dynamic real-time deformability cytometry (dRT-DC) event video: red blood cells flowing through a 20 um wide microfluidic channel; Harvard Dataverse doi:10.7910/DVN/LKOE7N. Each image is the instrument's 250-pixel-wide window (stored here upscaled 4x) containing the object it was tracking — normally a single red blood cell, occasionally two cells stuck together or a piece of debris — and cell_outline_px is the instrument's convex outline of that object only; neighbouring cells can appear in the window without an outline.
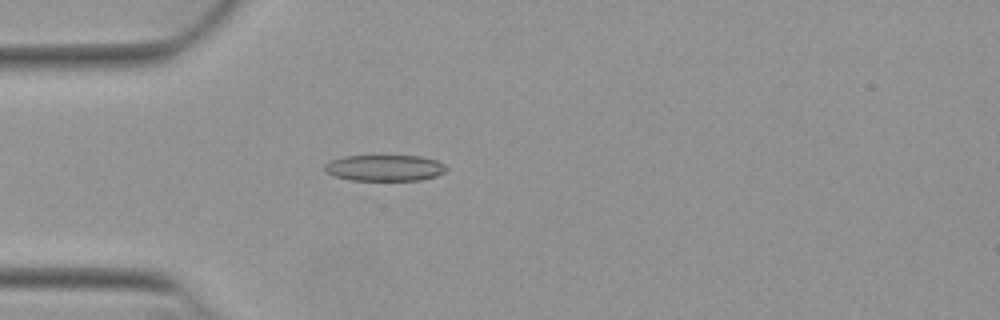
{"species": "Egyptian fruit bat (a non-hibernating species)", "species_latin": "Rousettus aegyptiacus", "temperature_condition": "warm", "stored_images_in_passage": 26, "camera_frame_rate_fps": 3000, "um_per_image_px": 0.085, "animal": {"sex": "female"}, "frame": {"image": 1, "passage_image": 7, "time_ms": 2.0, "image_size_px": [1000, 320], "cell_outline_px": [[448, 168], [444, 172], [436, 176], [420, 180], [352, 180], [332, 176], [324, 168], [324, 164], [332, 160], [344, 156], [420, 156], [436, 160], [444, 164]], "centroid_in_image_um": [32.7, 14.27], "position_along_channel_um": 52.3, "area_um2": 18.5}}
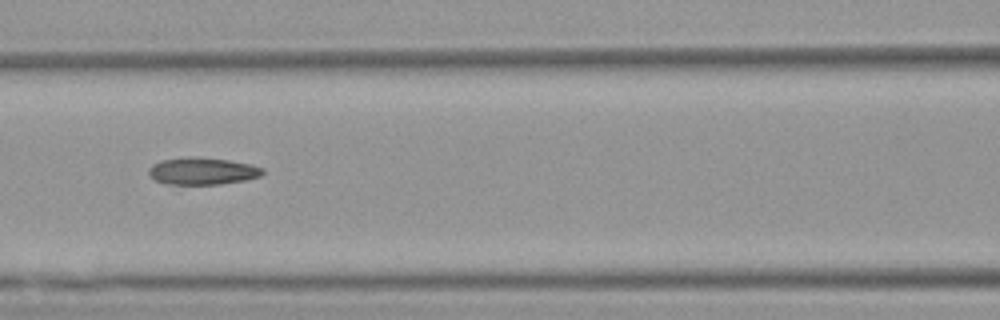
{"frame": {"image": 2, "passage_image": 15, "time_ms": 4.667, "image_size_px": [1000, 320], "cell_outline_px": [[264, 172], [260, 176], [244, 180], [220, 184], [168, 184], [156, 180], [148, 172], [148, 168], [152, 164], [160, 160], [188, 156], [192, 156], [228, 160], [252, 164], [264, 168]], "centroid_in_image_um": [17.2, 14.53], "position_along_channel_um": 149.4, "area_um2": 18.03}}
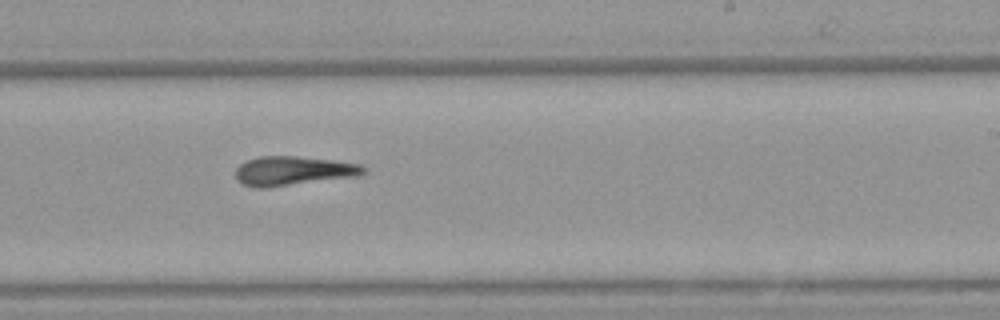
{"frame": {"image": 3, "passage_image": 23, "time_ms": 7.333, "image_size_px": [1000, 320], "cell_outline_px": [[368, 168], [364, 172], [356, 176], [264, 188], [256, 188], [244, 184], [236, 180], [236, 168], [240, 164], [248, 160], [260, 156], [296, 156], [332, 160], [360, 164]], "centroid_in_image_um": [24.9, 14.52], "position_along_channel_um": 264.1, "area_um2": 21.56}}